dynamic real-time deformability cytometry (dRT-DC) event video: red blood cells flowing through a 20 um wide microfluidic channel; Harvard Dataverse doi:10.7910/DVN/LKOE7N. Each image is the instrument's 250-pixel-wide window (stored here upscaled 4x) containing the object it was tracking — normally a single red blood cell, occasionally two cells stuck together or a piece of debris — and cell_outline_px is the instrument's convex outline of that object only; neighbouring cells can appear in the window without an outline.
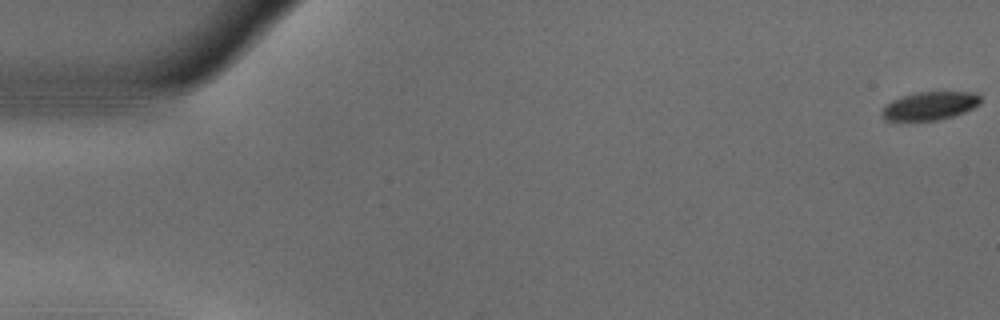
{"species": "common noctule bat (a hibernating species)", "species_latin": "Nyctalus noctula", "temperature_condition": "warm", "stored_images_in_passage": 55, "camera_frame_rate_fps": 3000, "um_per_image_px": 0.085, "animal": {"sex": "male", "body_mass_g": 18.8}, "frame": {"image": 1, "passage_image": 1, "time_ms": 0.0, "image_size_px": [1000, 320], "cell_outline_px": [[980, 104], [964, 112], [952, 116], [936, 120], [884, 120], [880, 116], [880, 112], [884, 104], [900, 96], [916, 92], [976, 92], [980, 96]], "centroid_in_image_um": [78.98, 8.98], "position_along_channel_um": 6.0, "area_um2": 16.36}}
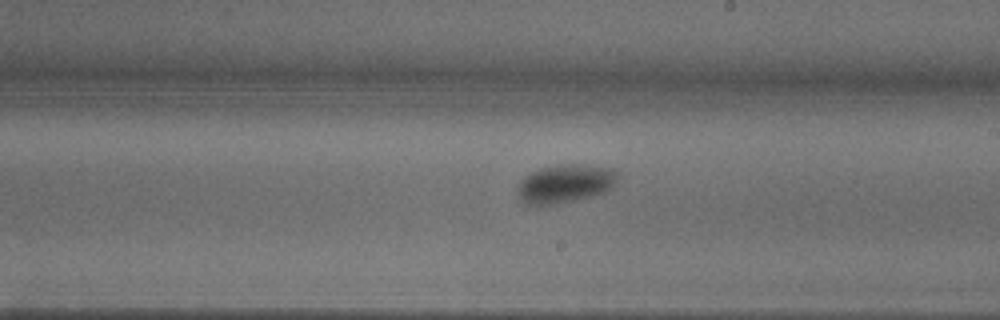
{"frame": {"image": 2, "passage_image": 32, "time_ms": 10.333, "image_size_px": [1000, 320], "cell_outline_px": [[620, 176], [612, 188], [608, 192], [592, 196], [556, 204], [536, 208], [524, 204], [520, 200], [516, 192], [516, 188], [520, 180], [524, 176], [540, 168], [560, 164], [580, 164], [612, 168], [620, 172]], "centroid_in_image_um": [48.02, 15.64], "position_along_channel_um": 241.0, "area_um2": 23.35}}
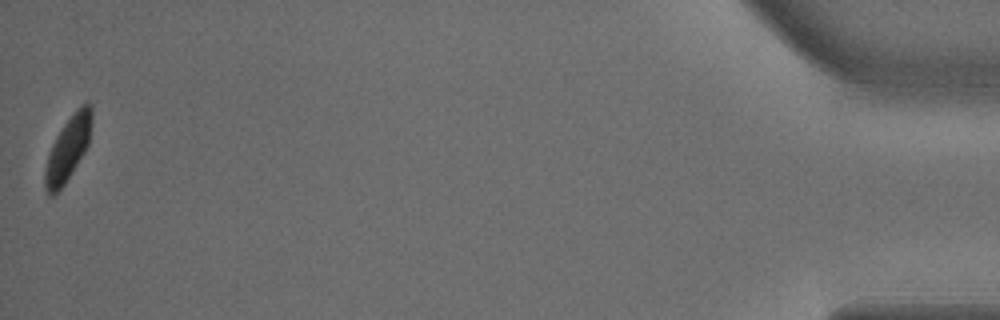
{"frame": {"image": 3, "passage_image": 55, "time_ms": 18.0, "image_size_px": [1000, 320], "cell_outline_px": [[92, 120], [88, 144], [84, 152], [64, 184], [52, 196], [48, 196], [44, 188], [44, 168], [52, 144], [56, 136], [64, 124], [80, 104], [88, 100], [92, 104]], "centroid_in_image_um": [5.77, 12.6], "position_along_channel_um": 429.4, "area_um2": 17.46}, "authors_computed_cell_mechanics": {"area_um2": 19.7676, "velocity_mm_per_s": 3.6948, "shape_relaxation_time_tau1_ms": 2.8784, "shape_relaxation_time_tau2_ms": null, "deformation_change_tau1": 0.1286, "deformation_change_tau2": null}}